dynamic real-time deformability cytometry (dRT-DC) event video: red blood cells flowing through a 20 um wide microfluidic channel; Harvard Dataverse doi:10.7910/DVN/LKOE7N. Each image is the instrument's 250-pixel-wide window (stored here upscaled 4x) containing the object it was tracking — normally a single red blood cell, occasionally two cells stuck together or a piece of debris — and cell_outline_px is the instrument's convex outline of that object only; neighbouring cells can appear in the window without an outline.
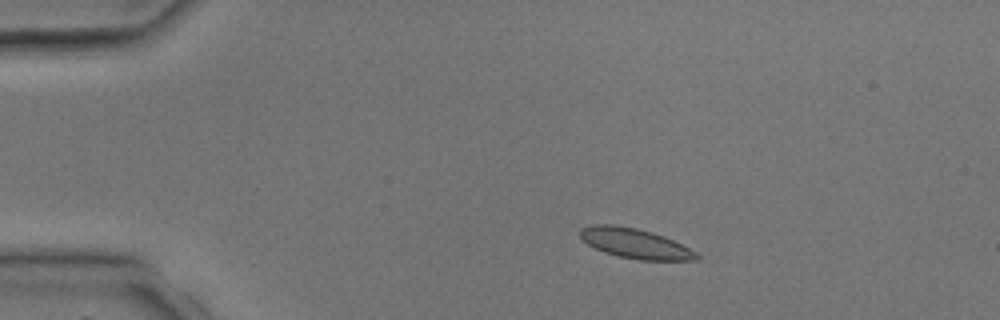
{"species": "common noctule bat (a hibernating species)", "species_latin": "Nyctalus noctula", "temperature_condition": "room temperature", "stored_images_in_passage": 2, "camera_frame_rate_fps": 3000, "um_per_image_px": 0.085, "animal": {"sex": "male", "body_mass_g": 17.9, "forearm_length_mm": 54.2}, "frame": {"image": 1, "passage_image": 1, "time_ms": 0.0, "image_size_px": [1000, 320], "cell_outline_px": [[700, 260], [640, 260], [620, 256], [604, 252], [588, 244], [580, 236], [580, 228], [592, 224], [612, 224], [636, 228], [652, 232], [664, 236], [696, 252], [700, 256]], "centroid_in_image_um": [53.98, 20.68], "position_along_channel_um": 31.0, "area_um2": 20.11}}